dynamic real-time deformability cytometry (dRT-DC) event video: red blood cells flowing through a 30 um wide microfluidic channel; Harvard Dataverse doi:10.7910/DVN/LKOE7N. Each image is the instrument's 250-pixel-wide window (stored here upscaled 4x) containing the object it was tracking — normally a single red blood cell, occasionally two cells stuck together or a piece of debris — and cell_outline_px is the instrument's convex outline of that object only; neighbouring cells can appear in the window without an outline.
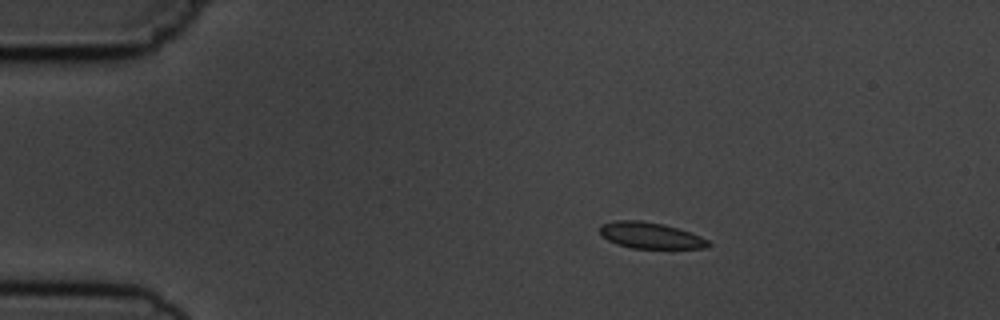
{"species": "common noctule bat (a hibernating species)", "species_latin": "Nyctalus noctula", "temperature_condition": "cold", "stored_images_in_passage": 8, "camera_frame_rate_fps": 3000, "um_per_image_px": 0.085, "animal": {"sex": "male", "body_mass_g": 19.5, "forearm_length_mm": 54.6}, "frame": {"image": 1, "passage_image": 2, "time_ms": 1.333, "image_size_px": [1000, 320], "cell_outline_px": [[712, 244], [704, 248], [632, 248], [616, 244], [608, 240], [600, 232], [600, 224], [616, 220], [640, 220], [664, 224], [700, 236], [708, 240]], "centroid_in_image_um": [55.26, 20.01], "position_along_channel_um": 29.7, "area_um2": 16.42}}
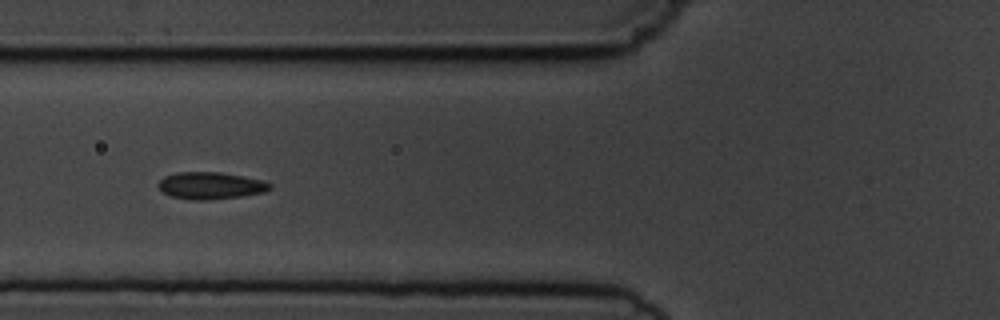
{"frame": {"image": 2, "passage_image": 5, "time_ms": 5.0, "image_size_px": [1000, 320], "cell_outline_px": [[272, 188], [264, 192], [240, 196], [204, 200], [192, 200], [172, 196], [164, 192], [156, 184], [164, 176], [176, 172], [220, 172], [244, 176], [264, 180], [272, 184]], "centroid_in_image_um": [17.91, 15.76], "position_along_channel_um": 107.9, "area_um2": 17.57}}
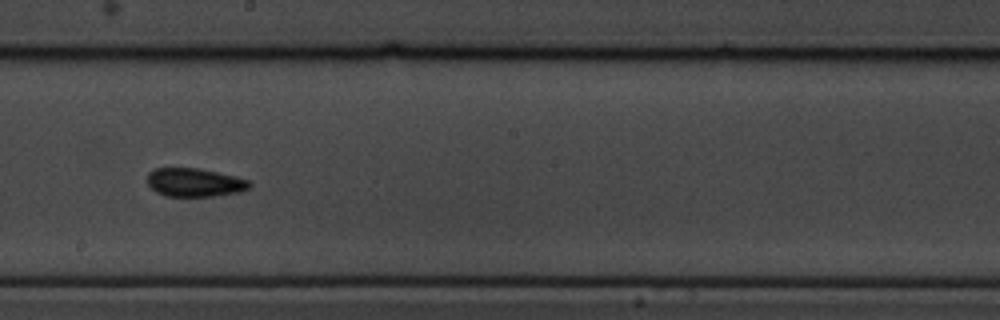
{"frame": {"image": 3, "passage_image": 8, "time_ms": 8.333, "image_size_px": [1000, 320], "cell_outline_px": [[252, 184], [248, 188], [240, 192], [216, 196], [164, 196], [156, 192], [148, 184], [148, 172], [156, 168], [196, 168], [236, 176], [248, 180]], "centroid_in_image_um": [16.54, 15.51], "position_along_channel_um": 231.7, "area_um2": 16.94}}